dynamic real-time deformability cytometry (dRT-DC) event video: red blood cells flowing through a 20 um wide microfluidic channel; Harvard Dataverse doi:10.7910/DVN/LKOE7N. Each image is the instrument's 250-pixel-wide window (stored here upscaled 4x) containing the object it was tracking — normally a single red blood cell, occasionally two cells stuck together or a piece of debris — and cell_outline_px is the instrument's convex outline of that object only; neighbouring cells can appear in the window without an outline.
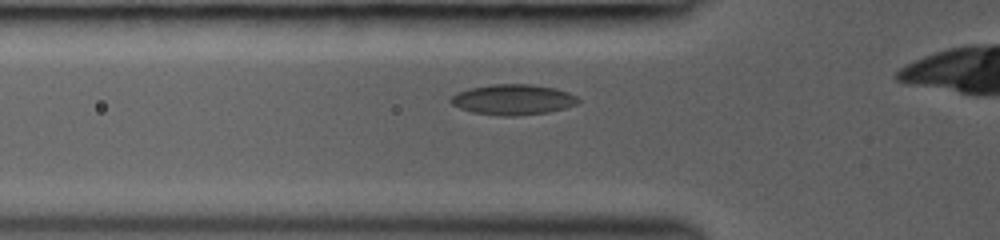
{"species": "common noctule bat (a hibernating species)", "species_latin": "Nyctalus noctula", "temperature_condition": "room temperature", "stored_images_in_passage": 30, "camera_frame_rate_fps": 3000, "um_per_image_px": 0.085, "animal": {"sex": "female", "body_mass_g": 19.0, "forearm_length_mm": 53.3}, "frame": {"image": 1, "passage_image": 5, "time_ms": 1.333, "image_size_px": [1000, 240], "cell_outline_px": [[580, 100], [576, 104], [564, 108], [548, 112], [516, 116], [500, 116], [472, 112], [460, 108], [452, 104], [448, 100], [456, 92], [468, 88], [492, 84], [532, 84], [556, 88], [568, 92], [576, 96]], "centroid_in_image_um": [43.58, 8.46], "position_along_channel_um": 82.2, "area_um2": 22.77}}
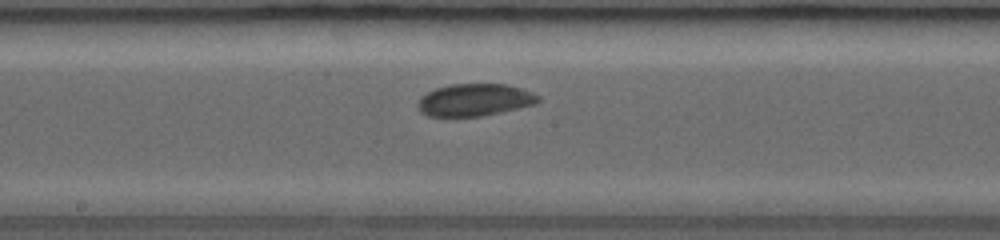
{"frame": {"image": 2, "passage_image": 14, "time_ms": 4.333, "image_size_px": [1000, 240], "cell_outline_px": [[540, 100], [536, 104], [484, 116], [428, 116], [420, 112], [416, 104], [420, 96], [436, 88], [452, 84], [508, 84], [532, 92], [540, 96]], "centroid_in_image_um": [40.34, 8.49], "position_along_channel_um": 207.9, "area_um2": 22.77}}
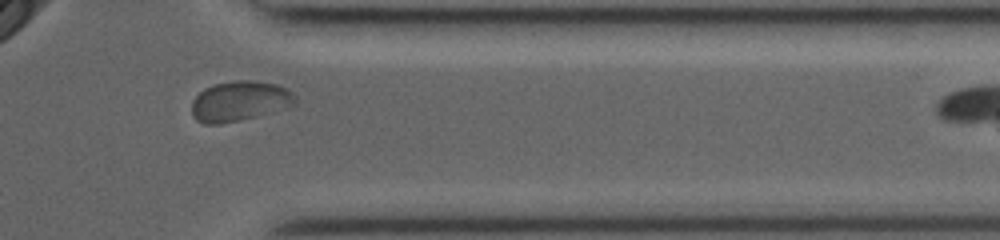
{"frame": {"image": 3, "passage_image": 27, "time_ms": 8.667, "image_size_px": [1000, 240], "cell_outline_px": [[296, 104], [288, 108], [240, 120], [220, 124], [204, 124], [196, 120], [192, 116], [192, 100], [204, 88], [212, 84], [236, 80], [252, 80], [276, 84], [288, 88], [296, 96]], "centroid_in_image_um": [20.38, 8.59], "position_along_channel_um": 391.0, "area_um2": 24.51}}